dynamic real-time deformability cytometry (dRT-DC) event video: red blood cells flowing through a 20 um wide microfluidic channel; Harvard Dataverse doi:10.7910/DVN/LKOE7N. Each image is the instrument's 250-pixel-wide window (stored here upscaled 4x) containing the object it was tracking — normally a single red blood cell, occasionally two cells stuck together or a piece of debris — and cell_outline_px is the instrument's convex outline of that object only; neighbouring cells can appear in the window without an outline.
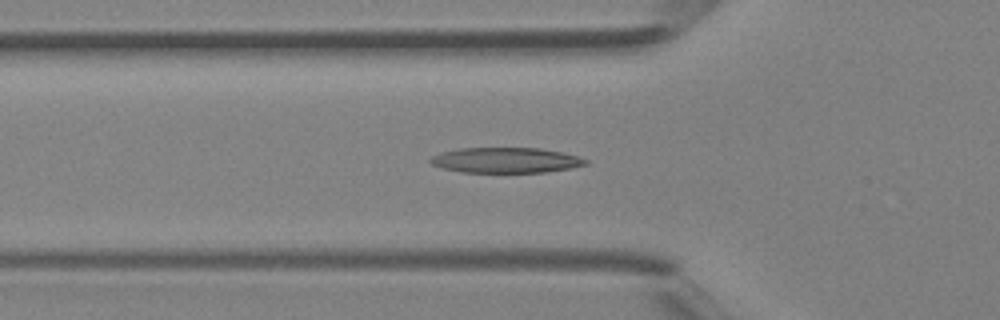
{"species": "Egyptian fruit bat (a non-hibernating species)", "species_latin": "Rousettus aegyptiacus", "temperature_condition": "room temperature", "stored_images_in_passage": 32, "camera_frame_rate_fps": 3000, "um_per_image_px": 0.085, "animal": {"sex": "female"}, "frame": {"image": 1, "passage_image": 4, "time_ms": 1.0, "image_size_px": [1000, 320], "cell_outline_px": [[588, 164], [568, 168], [544, 172], [460, 172], [444, 168], [432, 164], [428, 160], [432, 156], [440, 152], [456, 148], [540, 148], [564, 152], [588, 160]], "centroid_in_image_um": [42.96, 13.61], "position_along_channel_um": 82.8, "area_um2": 22.89}}
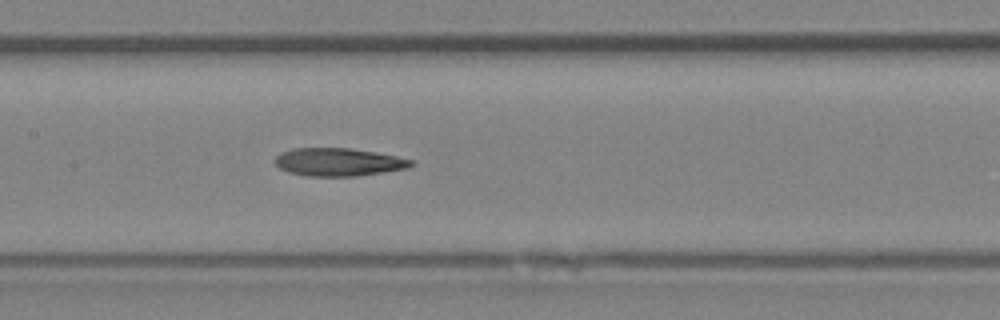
{"frame": {"image": 2, "passage_image": 10, "time_ms": 3.0, "image_size_px": [1000, 320], "cell_outline_px": [[416, 164], [408, 168], [356, 176], [308, 176], [288, 172], [280, 168], [276, 164], [276, 156], [280, 152], [292, 148], [352, 148], [396, 156], [412, 160]], "centroid_in_image_um": [28.77, 13.77], "position_along_channel_um": 178.6, "area_um2": 22.14}}
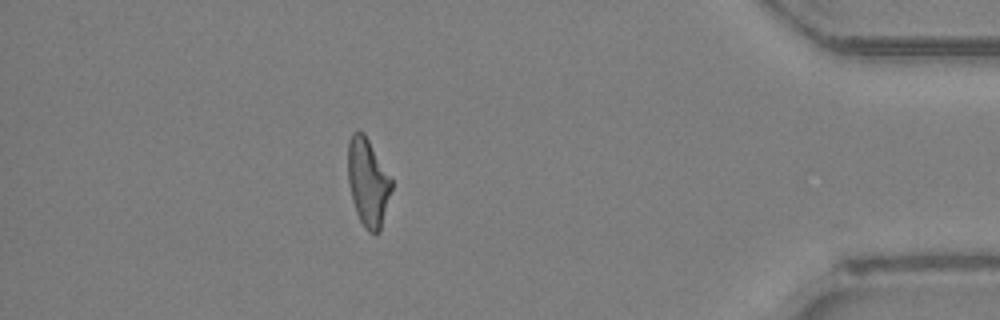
{"frame": {"image": 3, "passage_image": 27, "time_ms": 8.667, "image_size_px": [1000, 320], "cell_outline_px": [[392, 188], [380, 232], [368, 232], [364, 228], [356, 212], [352, 200], [348, 184], [348, 140], [352, 132], [356, 128], [364, 132], [392, 180]], "centroid_in_image_um": [31.25, 15.47], "position_along_channel_um": 403.9, "area_um2": 22.43}}